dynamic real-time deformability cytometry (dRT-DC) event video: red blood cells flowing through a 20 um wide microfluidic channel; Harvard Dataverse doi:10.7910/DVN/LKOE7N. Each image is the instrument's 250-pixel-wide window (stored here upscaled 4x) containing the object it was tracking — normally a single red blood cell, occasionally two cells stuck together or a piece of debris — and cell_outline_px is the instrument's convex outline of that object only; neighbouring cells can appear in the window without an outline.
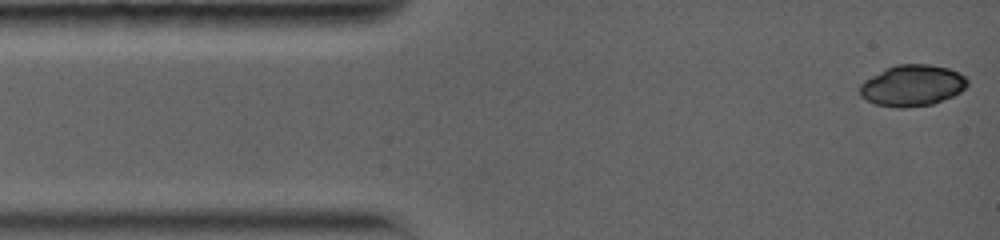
{"species": "common noctule bat (a hibernating species)", "species_latin": "Nyctalus noctula", "temperature_condition": "warm", "stored_images_in_passage": 69, "camera_frame_rate_fps": 5000, "um_per_image_px": 0.085, "animal": {"sex": "female", "body_mass_g": 19.0, "forearm_length_mm": 56.7}, "frame": {"image": 1, "passage_image": 1, "time_ms": 0.0, "image_size_px": [1000, 240], "cell_outline_px": [[968, 84], [960, 92], [952, 96], [932, 104], [904, 108], [896, 108], [876, 104], [860, 96], [860, 84], [864, 80], [884, 68], [896, 64], [928, 64], [948, 68], [964, 76], [968, 80]], "centroid_in_image_um": [77.51, 7.26], "position_along_channel_um": 7.5, "area_um2": 25.84}}
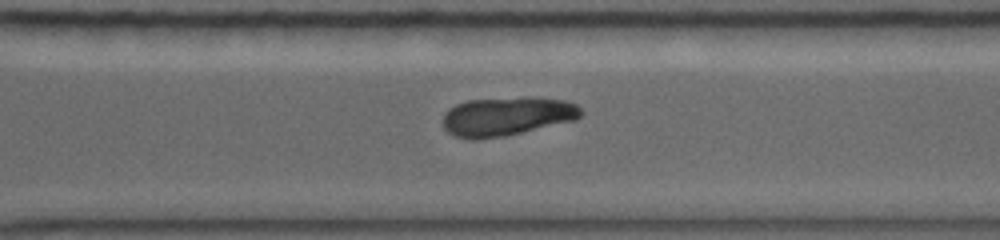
{"frame": {"image": 2, "passage_image": 52, "time_ms": 10.2, "image_size_px": [1000, 240], "cell_outline_px": [[584, 112], [576, 120], [508, 136], [476, 140], [468, 140], [456, 136], [448, 132], [444, 128], [444, 112], [448, 108], [456, 104], [468, 100], [564, 100], [576, 104]], "centroid_in_image_um": [43.04, 9.96], "position_along_channel_um": 327.6, "area_um2": 30.46}}
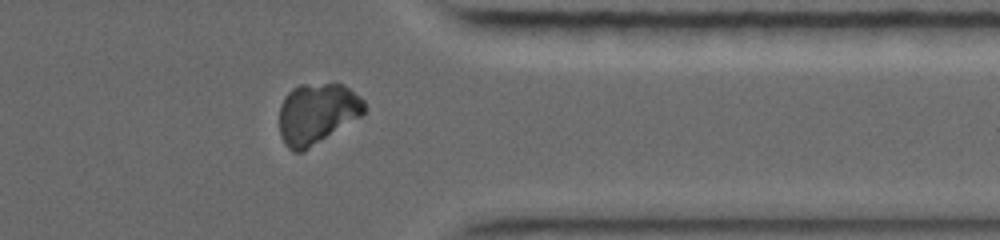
{"frame": {"image": 3, "passage_image": 60, "time_ms": 11.8, "image_size_px": [1000, 240], "cell_outline_px": [[364, 112], [360, 116], [304, 152], [292, 152], [284, 144], [280, 136], [280, 104], [284, 96], [292, 88], [300, 84], [344, 84], [360, 96], [364, 100]], "centroid_in_image_um": [26.91, 9.66], "position_along_channel_um": 384.5, "area_um2": 30.17}}